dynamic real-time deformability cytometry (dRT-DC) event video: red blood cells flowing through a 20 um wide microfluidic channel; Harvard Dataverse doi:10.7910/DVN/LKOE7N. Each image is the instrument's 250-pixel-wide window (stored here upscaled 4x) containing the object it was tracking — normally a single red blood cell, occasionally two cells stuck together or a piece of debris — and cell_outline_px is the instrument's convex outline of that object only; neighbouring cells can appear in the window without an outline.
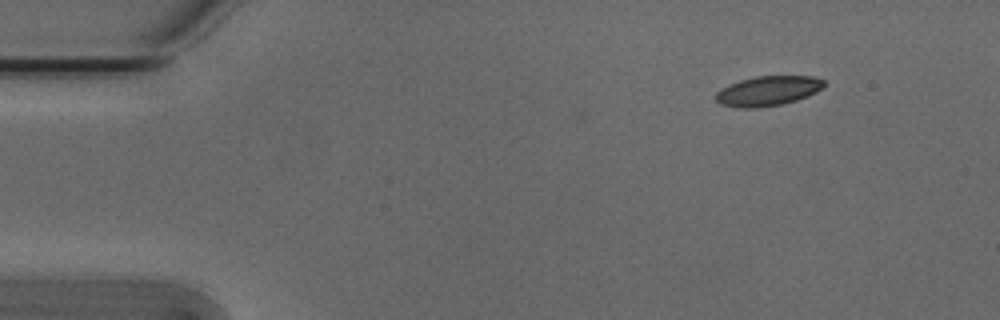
{"species": "Egyptian fruit bat (a non-hibernating species)", "species_latin": "Rousettus aegyptiacus", "temperature_condition": "cold", "stored_images_in_passage": 31, "camera_frame_rate_fps": 3000, "um_per_image_px": 0.085, "animal": {"sex": "male"}, "frame": {"image": 1, "passage_image": 1, "time_ms": 0.0, "image_size_px": [1000, 320], "cell_outline_px": [[824, 84], [816, 92], [808, 96], [796, 100], [780, 104], [756, 108], [744, 108], [720, 104], [716, 100], [716, 92], [720, 88], [728, 84], [740, 80], [756, 76], [812, 76], [824, 80]], "centroid_in_image_um": [65.24, 7.72], "position_along_channel_um": 19.8, "area_um2": 18.67}}
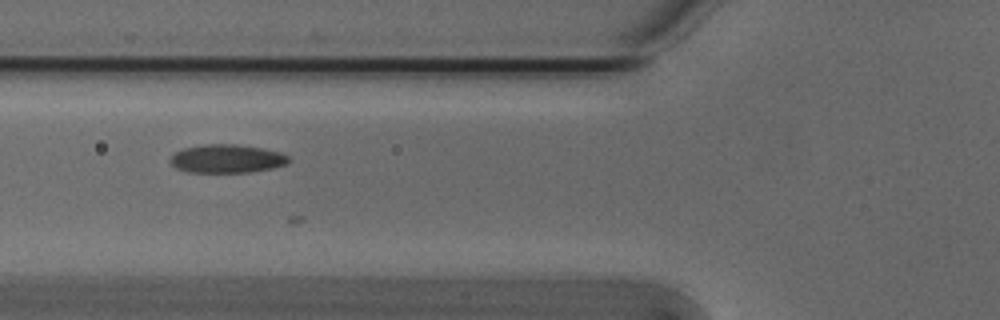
{"frame": {"image": 2, "passage_image": 15, "time_ms": 4.667, "image_size_px": [1000, 320], "cell_outline_px": [[288, 160], [284, 164], [272, 168], [248, 172], [188, 172], [176, 168], [168, 160], [176, 152], [184, 148], [204, 144], [236, 144], [264, 148], [280, 152], [288, 156]], "centroid_in_image_um": [19.25, 13.48], "position_along_channel_um": 106.5, "area_um2": 19.48}}
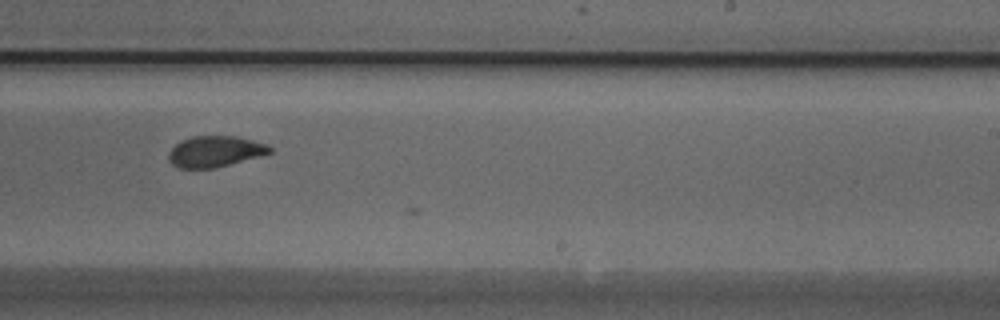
{"frame": {"image": 3, "passage_image": 28, "time_ms": 9.0, "image_size_px": [1000, 320], "cell_outline_px": [[272, 152], [260, 156], [212, 168], [180, 168], [172, 164], [168, 160], [168, 152], [180, 140], [192, 136], [236, 136], [268, 144], [272, 148]], "centroid_in_image_um": [18.26, 12.86], "position_along_channel_um": 270.7, "area_um2": 18.21}}